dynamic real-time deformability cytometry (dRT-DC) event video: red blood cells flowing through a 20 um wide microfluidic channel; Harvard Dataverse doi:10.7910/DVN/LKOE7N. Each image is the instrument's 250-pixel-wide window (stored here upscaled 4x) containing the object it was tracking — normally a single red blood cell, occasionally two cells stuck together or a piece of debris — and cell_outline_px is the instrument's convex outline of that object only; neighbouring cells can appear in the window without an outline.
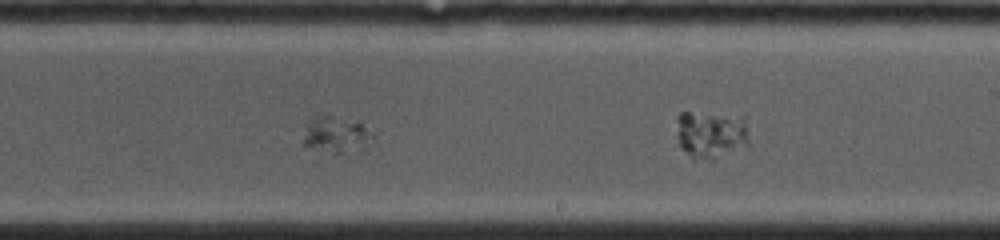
{"species": "common noctule bat (a hibernating species)", "species_latin": "Nyctalus noctula", "temperature_condition": "cold", "stored_images_in_passage": 27, "segment_of_instrument_passage": [2, 2], "camera_frame_rate_fps": 4500, "um_per_image_px": 0.085, "animal": {"sex": "female", "body_mass_g": 19.0, "forearm_length_mm": 53.3}, "frame": {"image": 1, "passage_image": 27, "time_ms": 5.333, "image_size_px": [1000, 240], "cell_outline_px": [[748, 148], [716, 160], [692, 160], [680, 148], [676, 136], [676, 116], [680, 112], [688, 112], [744, 116], [748, 140]], "centroid_in_image_um": [60.41, 11.48], "position_along_channel_um": 228.6, "area_um2": 21.21}}